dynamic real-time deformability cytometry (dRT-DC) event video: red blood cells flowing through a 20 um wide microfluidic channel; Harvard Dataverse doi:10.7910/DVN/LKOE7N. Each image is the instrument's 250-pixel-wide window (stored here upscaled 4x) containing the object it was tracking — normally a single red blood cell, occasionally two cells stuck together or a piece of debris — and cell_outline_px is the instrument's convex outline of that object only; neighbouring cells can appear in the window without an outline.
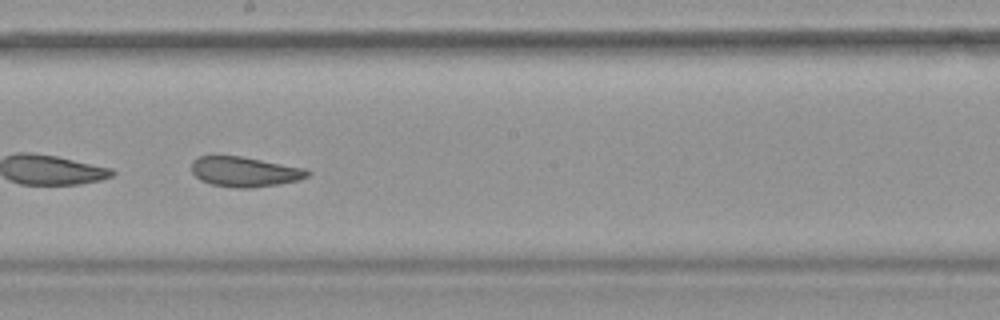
{"species": "common noctule bat (a hibernating species)", "species_latin": "Nyctalus noctula", "temperature_condition": "warm", "stored_images_in_passage": 45, "camera_frame_rate_fps": 3000, "um_per_image_px": 0.085, "animal": {"sex": "female", "body_mass_g": 19.9}, "frame": {"image": 1, "passage_image": 26, "time_ms": 8.333, "image_size_px": [1000, 320], "cell_outline_px": [[312, 172], [308, 176], [300, 180], [280, 184], [252, 188], [236, 188], [212, 184], [200, 180], [192, 172], [192, 160], [200, 156], [216, 152], [240, 156], [304, 168]], "centroid_in_image_um": [20.75, 14.57], "position_along_channel_um": 227.4, "area_um2": 20.81}}
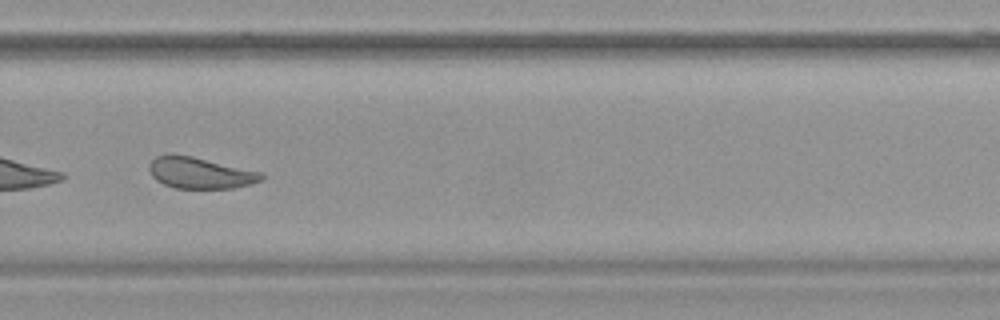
{"frame": {"image": 2, "passage_image": 32, "time_ms": 10.333, "image_size_px": [1000, 320], "cell_outline_px": [[264, 180], [252, 184], [232, 188], [176, 188], [164, 184], [156, 180], [152, 176], [148, 168], [148, 164], [156, 156], [168, 152], [172, 152], [192, 156], [260, 172], [264, 176]], "centroid_in_image_um": [16.96, 14.68], "position_along_channel_um": 312.8, "area_um2": 20.63}}